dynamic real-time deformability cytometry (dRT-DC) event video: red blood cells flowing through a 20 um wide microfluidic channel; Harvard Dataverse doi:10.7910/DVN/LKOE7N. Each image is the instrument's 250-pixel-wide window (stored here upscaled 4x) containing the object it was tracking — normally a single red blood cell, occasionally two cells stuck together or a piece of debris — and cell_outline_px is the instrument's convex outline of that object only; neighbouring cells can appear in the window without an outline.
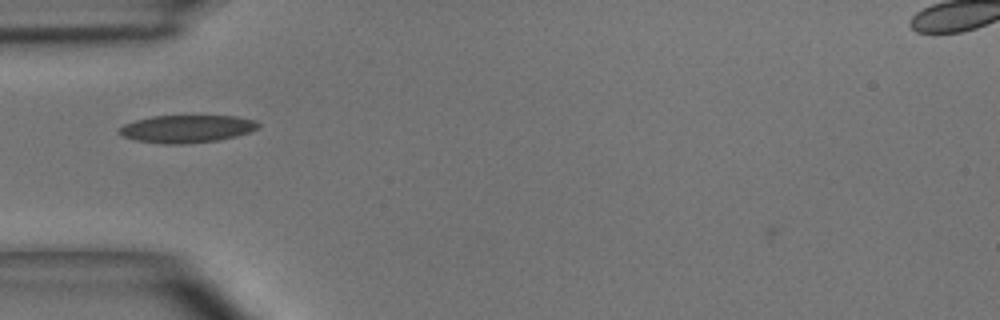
{"species": "common noctule bat (a hibernating species)", "species_latin": "Nyctalus noctula", "temperature_condition": "room temperature", "stored_images_in_passage": 37, "camera_frame_rate_fps": 3000, "um_per_image_px": 0.085, "animal": {"sex": "male", "body_mass_g": 15.6}, "frame": {"image": 1, "passage_image": 6, "time_ms": 1.667, "image_size_px": [1000, 320], "cell_outline_px": [[260, 128], [236, 136], [216, 140], [180, 144], [160, 144], [136, 140], [124, 136], [120, 132], [120, 128], [124, 124], [136, 120], [152, 116], [236, 116], [256, 120], [260, 124]], "centroid_in_image_um": [15.91, 10.94], "position_along_channel_um": 69.1, "area_um2": 22.2}}
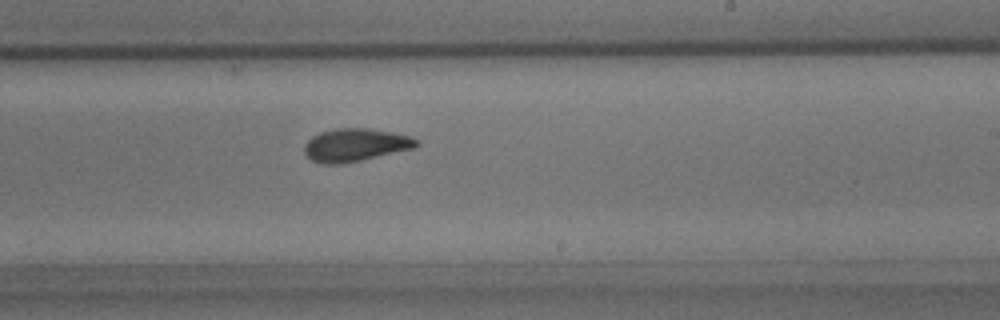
{"frame": {"image": 2, "passage_image": 20, "time_ms": 6.333, "image_size_px": [1000, 320], "cell_outline_px": [[420, 144], [416, 148], [360, 160], [336, 164], [324, 164], [312, 160], [304, 152], [304, 144], [312, 136], [320, 132], [336, 128], [368, 128], [392, 132], [412, 136], [420, 140]], "centroid_in_image_um": [30.25, 12.31], "position_along_channel_um": 258.8, "area_um2": 21.56}}
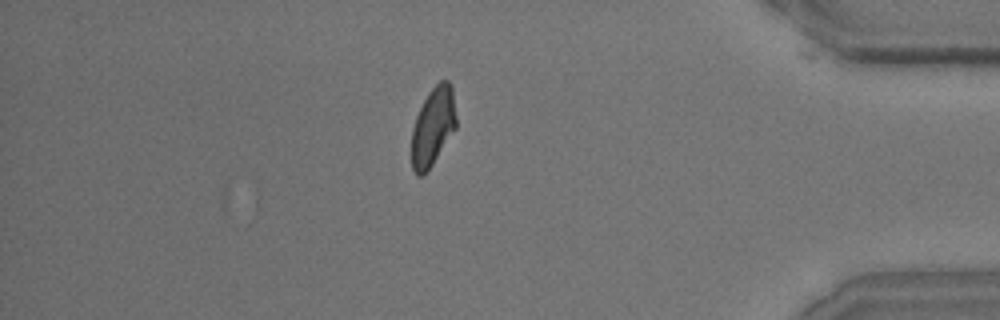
{"frame": {"image": 3, "passage_image": 33, "time_ms": 10.667, "image_size_px": [1000, 320], "cell_outline_px": [[456, 128], [428, 172], [424, 176], [416, 176], [412, 168], [412, 128], [416, 116], [428, 92], [440, 80], [448, 80], [452, 84], [456, 116]], "centroid_in_image_um": [36.81, 10.78], "position_along_channel_um": 398.4, "area_um2": 20.63}, "authors_computed_cell_mechanics": {"area_um2": 21.1548, "velocity_mm_per_s": 4.0439, "shape_relaxation_time_tau1_ms": 2.9376, "shape_relaxation_time_tau2_ms": 2.1132, "deformation_change_tau1": 0.1147, "deformation_change_tau2": 0.0715}}